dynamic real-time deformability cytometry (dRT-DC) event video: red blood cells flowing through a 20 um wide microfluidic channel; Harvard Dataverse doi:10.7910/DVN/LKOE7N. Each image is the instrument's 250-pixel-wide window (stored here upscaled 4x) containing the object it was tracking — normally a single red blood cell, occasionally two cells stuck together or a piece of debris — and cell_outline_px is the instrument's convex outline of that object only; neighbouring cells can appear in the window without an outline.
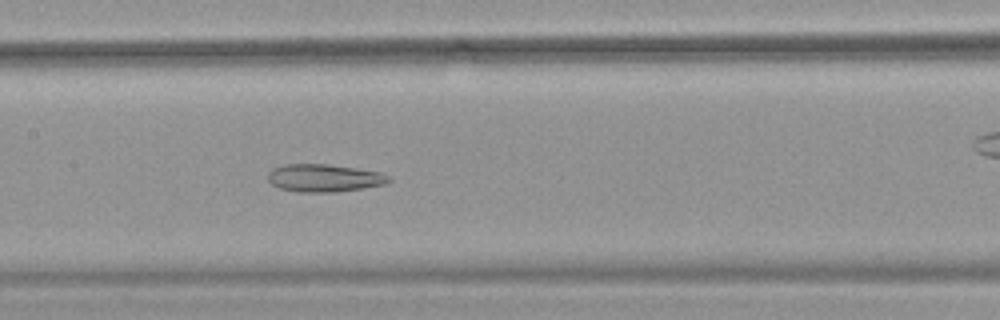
{"species": "common noctule bat (a hibernating species)", "species_latin": "Nyctalus noctula", "temperature_condition": "warm", "stored_images_in_passage": 53, "camera_frame_rate_fps": 3000, "um_per_image_px": 0.085, "animal": {"sex": "female", "body_mass_g": 18.4}, "frame": {"image": 1, "passage_image": 26, "time_ms": 8.333, "image_size_px": [1000, 320], "cell_outline_px": [[392, 180], [384, 184], [364, 188], [336, 192], [296, 192], [280, 188], [272, 184], [268, 180], [268, 172], [272, 168], [284, 164], [328, 164], [356, 168], [380, 172], [388, 176]], "centroid_in_image_um": [27.53, 15.13], "position_along_channel_um": 179.9, "area_um2": 19.59}}
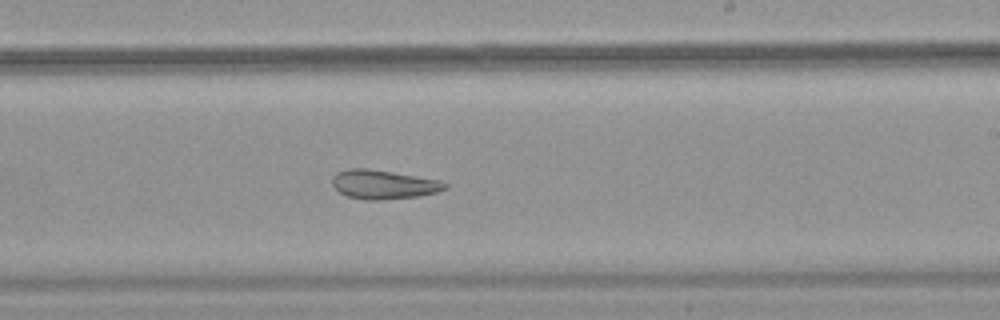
{"frame": {"image": 2, "passage_image": 32, "time_ms": 10.333, "image_size_px": [1000, 320], "cell_outline_px": [[448, 188], [436, 192], [420, 196], [380, 200], [368, 200], [348, 196], [340, 192], [332, 184], [332, 176], [336, 172], [348, 168], [368, 168], [440, 180], [448, 184]], "centroid_in_image_um": [32.6, 15.67], "position_along_channel_um": 256.4, "area_um2": 19.07}}
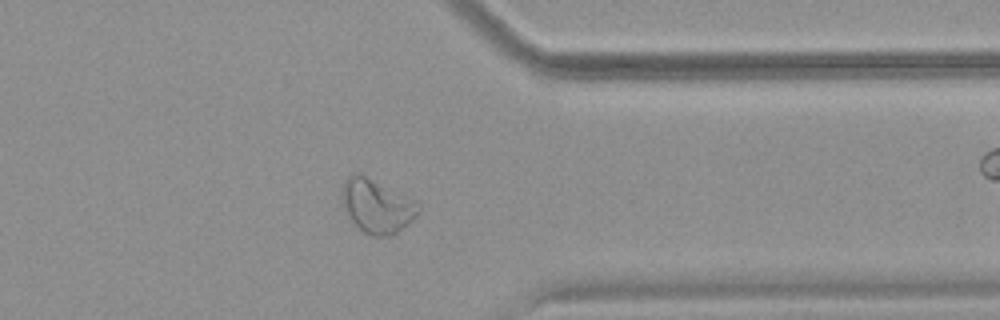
{"frame": {"image": 3, "passage_image": 42, "time_ms": 13.667, "image_size_px": [1000, 320], "cell_outline_px": [[420, 212], [412, 220], [392, 236], [372, 236], [364, 232], [348, 216], [340, 192], [344, 180], [348, 176], [356, 172], [360, 172], [416, 200], [420, 204]], "centroid_in_image_um": [32.04, 17.48], "position_along_channel_um": 379.4, "area_um2": 24.1}, "authors_computed_cell_mechanics": {"area_um2": 26.877, "velocity_mm_per_s": 3.8583, "shape_relaxation_time_tau1_ms": null, "shape_relaxation_time_tau2_ms": 4.9417, "deformation_change_tau1": null, "deformation_change_tau2": 0.1293}}